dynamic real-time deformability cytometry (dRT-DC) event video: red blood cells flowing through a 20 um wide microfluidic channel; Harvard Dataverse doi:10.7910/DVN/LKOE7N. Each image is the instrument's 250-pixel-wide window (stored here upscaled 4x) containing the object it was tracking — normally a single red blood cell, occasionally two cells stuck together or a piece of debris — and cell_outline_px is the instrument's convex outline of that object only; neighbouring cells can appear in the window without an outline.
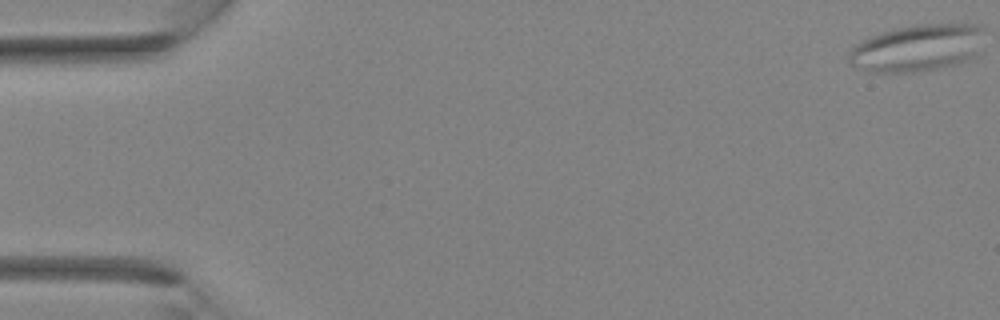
{"species": "Egyptian fruit bat (a non-hibernating species)", "species_latin": "Rousettus aegyptiacus", "temperature_condition": "room temperature", "stored_images_in_passage": 36, "camera_frame_rate_fps": 3000, "um_per_image_px": 0.085, "animal": {"sex": "female"}, "frame": {"image": 1, "passage_image": 1, "time_ms": 0.0, "image_size_px": [1000, 320], "cell_outline_px": [[984, 28], [976, 56], [960, 64], [916, 72], [868, 72], [848, 64], [848, 52], [856, 44], [868, 36], [892, 28], [916, 24], [984, 24]], "centroid_in_image_um": [77.94, 4.07], "position_along_channel_um": 7.1, "area_um2": 37.69}}
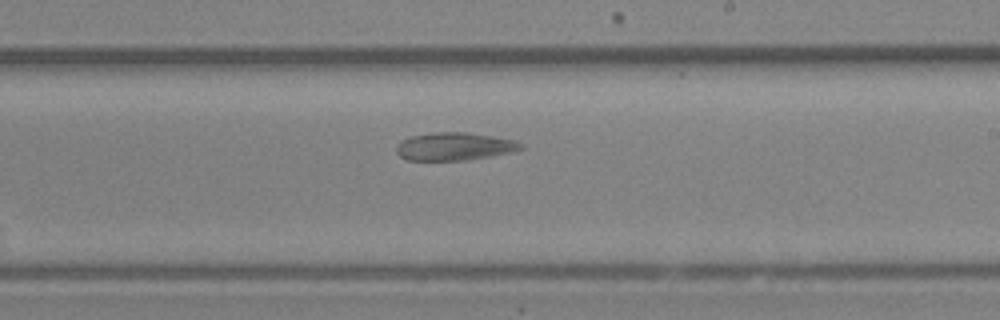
{"frame": {"image": 2, "passage_image": 22, "time_ms": 7.0, "image_size_px": [1000, 320], "cell_outline_px": [[524, 148], [516, 152], [464, 160], [408, 160], [400, 156], [396, 152], [396, 144], [400, 140], [412, 136], [432, 132], [468, 132], [492, 136], [512, 140], [524, 144]], "centroid_in_image_um": [38.63, 12.44], "position_along_channel_um": 250.4, "area_um2": 20.35}}
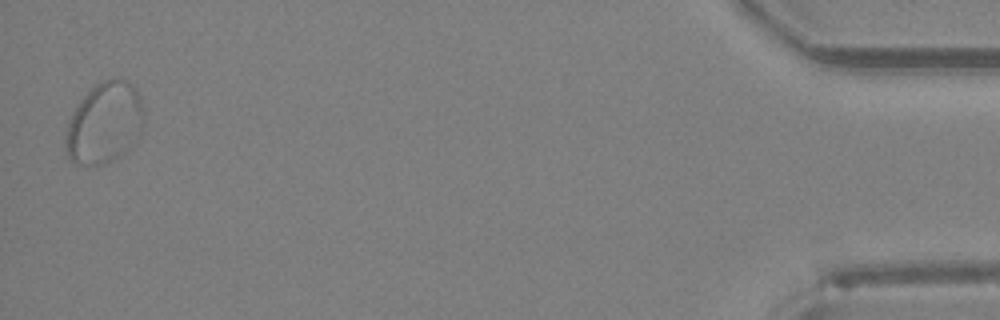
{"frame": {"image": 3, "passage_image": 36, "time_ms": 11.667, "image_size_px": [1000, 320], "cell_outline_px": [[144, 124], [136, 140], [120, 156], [104, 164], [76, 164], [68, 156], [64, 144], [64, 136], [68, 120], [76, 104], [100, 80], [112, 76], [128, 80], [136, 88], [140, 96], [144, 112]], "centroid_in_image_um": [8.88, 10.41], "position_along_channel_um": 426.3, "area_um2": 37.57}}